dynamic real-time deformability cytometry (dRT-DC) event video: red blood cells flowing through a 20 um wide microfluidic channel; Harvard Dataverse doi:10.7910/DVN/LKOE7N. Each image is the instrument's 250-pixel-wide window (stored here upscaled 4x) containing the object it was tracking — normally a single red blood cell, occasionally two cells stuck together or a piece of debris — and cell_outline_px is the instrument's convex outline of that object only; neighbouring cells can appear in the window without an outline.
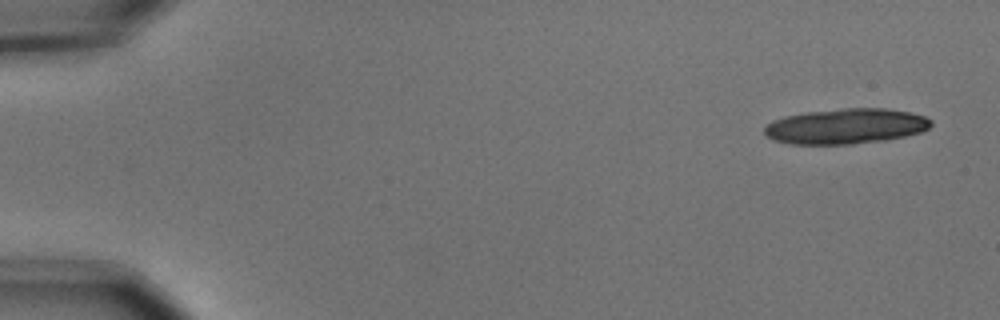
{"species": "common noctule bat (a hibernating species)", "species_latin": "Nyctalus noctula", "temperature_condition": "cold", "stored_images_in_passage": 6, "camera_frame_rate_fps": 3000, "um_per_image_px": 0.085, "animal": {"sex": "male", "body_mass_g": 15.6}, "frame": {"image": 1, "passage_image": 1, "time_ms": 0.0, "image_size_px": [1000, 320], "cell_outline_px": [[932, 124], [928, 128], [920, 132], [904, 136], [884, 140], [852, 144], [788, 144], [772, 140], [764, 132], [764, 128], [772, 120], [784, 116], [808, 112], [844, 108], [884, 108], [912, 112], [924, 116], [932, 120]], "centroid_in_image_um": [71.89, 10.73], "position_along_channel_um": 13.1, "area_um2": 34.33}}